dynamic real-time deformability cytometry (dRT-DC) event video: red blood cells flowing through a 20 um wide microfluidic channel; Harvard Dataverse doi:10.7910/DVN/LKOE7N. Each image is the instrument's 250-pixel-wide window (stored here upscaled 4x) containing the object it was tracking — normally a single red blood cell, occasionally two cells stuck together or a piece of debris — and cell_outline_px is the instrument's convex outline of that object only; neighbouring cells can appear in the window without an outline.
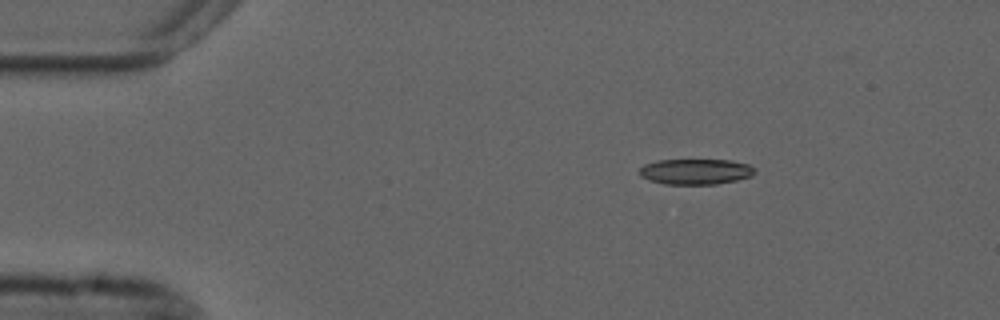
{"species": "common noctule bat (a hibernating species)", "species_latin": "Nyctalus noctula", "temperature_condition": "cold", "stored_images_in_passage": 37, "camera_frame_rate_fps": 3000, "um_per_image_px": 0.085, "animal": {"sex": "male", "forearm_length_mm": 52.5}, "frame": {"image": 1, "passage_image": 1, "time_ms": 0.0, "image_size_px": [1000, 320], "cell_outline_px": [[756, 172], [752, 176], [736, 180], [716, 184], [664, 184], [648, 180], [640, 176], [640, 168], [644, 164], [656, 160], [732, 160], [748, 164], [756, 168]], "centroid_in_image_um": [59.14, 14.58], "position_along_channel_um": 25.9, "area_um2": 17.34}}
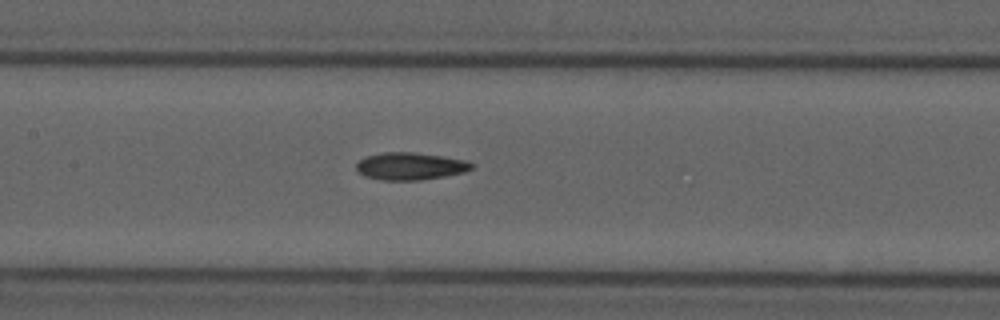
{"frame": {"image": 2, "passage_image": 18, "time_ms": 5.667, "image_size_px": [1000, 320], "cell_outline_px": [[476, 164], [472, 168], [464, 172], [444, 176], [420, 180], [380, 180], [364, 176], [356, 168], [356, 164], [364, 156], [384, 152], [412, 152], [468, 160]], "centroid_in_image_um": [34.88, 14.12], "position_along_channel_um": 172.5, "area_um2": 18.44}}
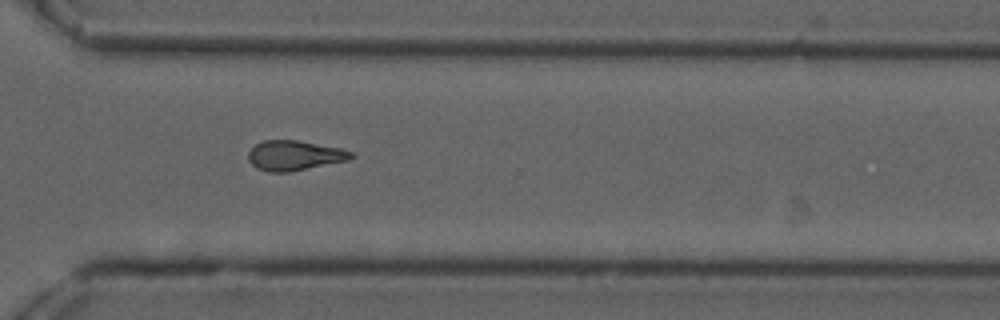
{"frame": {"image": 3, "passage_image": 32, "time_ms": 10.333, "image_size_px": [1000, 320], "cell_outline_px": [[356, 156], [348, 160], [288, 172], [268, 172], [256, 168], [248, 160], [248, 152], [256, 144], [264, 140], [300, 140], [340, 148], [352, 152]], "centroid_in_image_um": [25.02, 13.21], "position_along_channel_um": 345.6, "area_um2": 17.92}}